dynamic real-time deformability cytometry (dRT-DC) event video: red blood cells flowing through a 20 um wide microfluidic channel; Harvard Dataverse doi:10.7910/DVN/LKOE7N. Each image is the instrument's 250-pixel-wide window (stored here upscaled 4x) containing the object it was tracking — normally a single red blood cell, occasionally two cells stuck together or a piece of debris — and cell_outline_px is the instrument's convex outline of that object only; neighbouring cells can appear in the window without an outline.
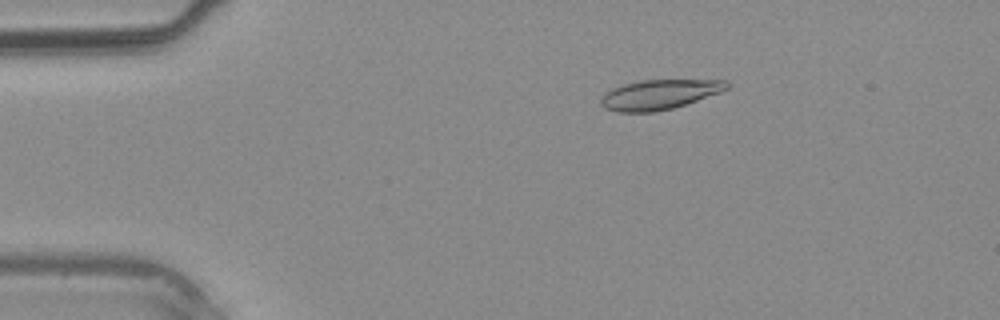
{"species": "common noctule bat (a hibernating species)", "species_latin": "Nyctalus noctula", "temperature_condition": "warm", "stored_images_in_passage": 39, "camera_frame_rate_fps": 3000, "um_per_image_px": 0.085, "animal": {"sex": "male", "body_mass_g": 20.4}, "frame": {"image": 1, "passage_image": 7, "time_ms": 2.0, "image_size_px": [1000, 320], "cell_outline_px": [[728, 88], [720, 92], [672, 108], [652, 112], [616, 112], [604, 108], [600, 104], [600, 100], [604, 92], [612, 88], [624, 84], [640, 80], [728, 80]], "centroid_in_image_um": [55.98, 8.03], "position_along_channel_um": 29.0, "area_um2": 21.73}}
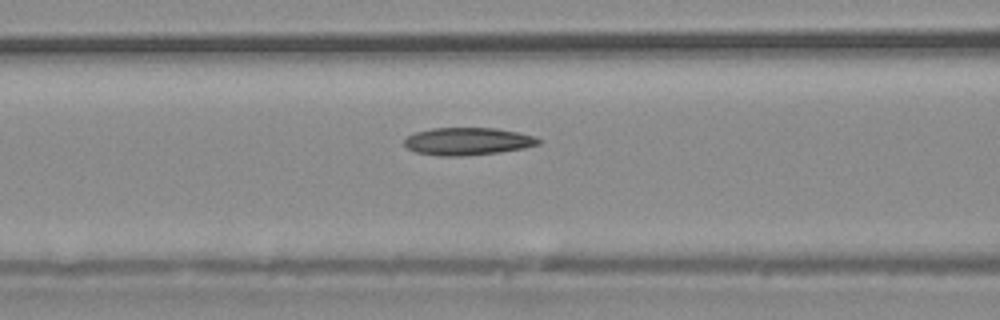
{"frame": {"image": 2, "passage_image": 16, "time_ms": 5.0, "image_size_px": [1000, 320], "cell_outline_px": [[540, 144], [524, 148], [500, 152], [460, 156], [440, 156], [416, 152], [408, 148], [404, 144], [404, 140], [408, 136], [416, 132], [432, 128], [496, 128], [536, 136], [540, 140]], "centroid_in_image_um": [39.76, 12.01], "position_along_channel_um": 126.8, "area_um2": 21.44}}
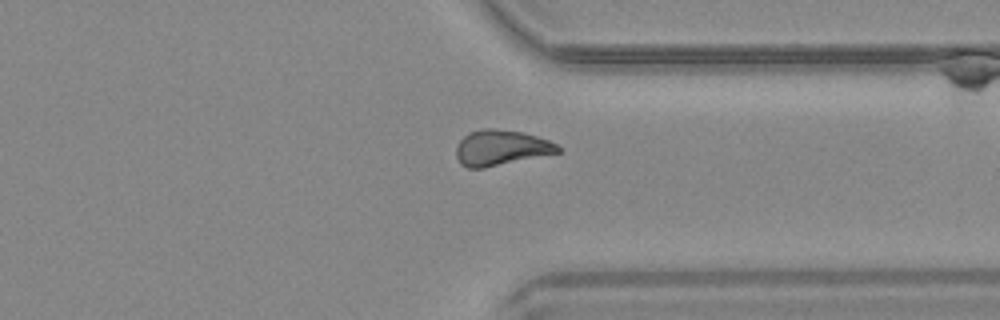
{"frame": {"image": 3, "passage_image": 30, "time_ms": 9.667, "image_size_px": [1000, 320], "cell_outline_px": [[560, 152], [484, 168], [468, 168], [460, 164], [456, 156], [456, 144], [468, 132], [484, 128], [492, 128], [524, 132], [548, 140], [556, 144], [560, 148]], "centroid_in_image_um": [42.54, 12.55], "position_along_channel_um": 368.9, "area_um2": 21.04}}